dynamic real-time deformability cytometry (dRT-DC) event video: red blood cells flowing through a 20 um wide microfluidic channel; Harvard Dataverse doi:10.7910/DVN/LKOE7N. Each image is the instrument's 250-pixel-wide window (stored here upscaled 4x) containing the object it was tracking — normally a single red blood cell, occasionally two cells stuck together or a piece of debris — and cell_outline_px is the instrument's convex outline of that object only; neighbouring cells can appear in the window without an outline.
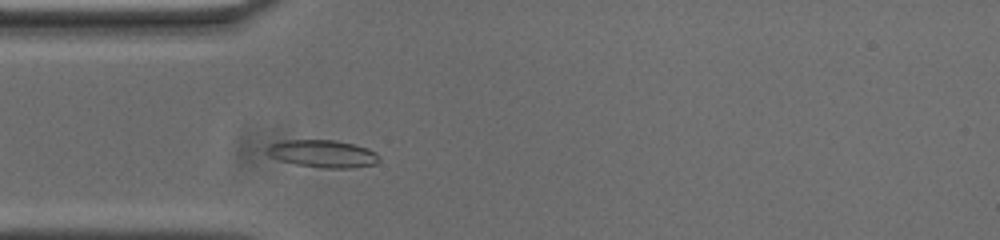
{"species": "common noctule bat (a hibernating species)", "species_latin": "Nyctalus noctula", "temperature_condition": "cold", "stored_images_in_passage": 46, "camera_frame_rate_fps": 3000, "um_per_image_px": 0.085, "animal": {"sex": "male", "body_mass_g": 20.0, "forearm_length_mm": 53.3}, "frame": {"image": 1, "passage_image": 7, "time_ms": 2.0, "image_size_px": [1000, 240], "cell_outline_px": [[380, 160], [376, 164], [352, 168], [324, 168], [296, 164], [280, 160], [268, 156], [264, 152], [264, 148], [268, 144], [284, 140], [336, 140], [368, 148], [376, 152]], "centroid_in_image_um": [27.38, 13.06], "position_along_channel_um": 57.6, "area_um2": 18.21}}
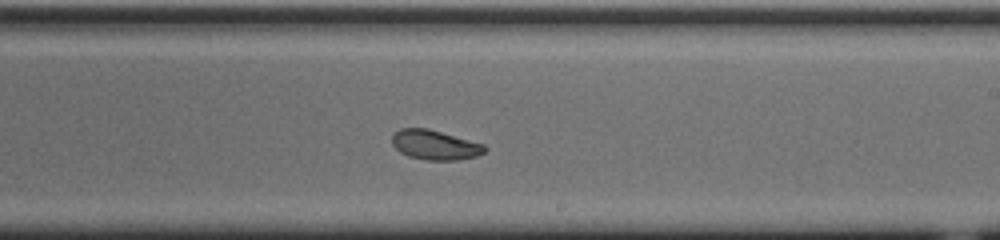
{"frame": {"image": 2, "passage_image": 23, "time_ms": 7.333, "image_size_px": [1000, 240], "cell_outline_px": [[488, 148], [484, 152], [476, 156], [456, 160], [424, 160], [408, 156], [400, 152], [392, 144], [392, 136], [400, 128], [428, 128], [484, 144]], "centroid_in_image_um": [36.97, 12.32], "position_along_channel_um": 252.0, "area_um2": 16.01}}
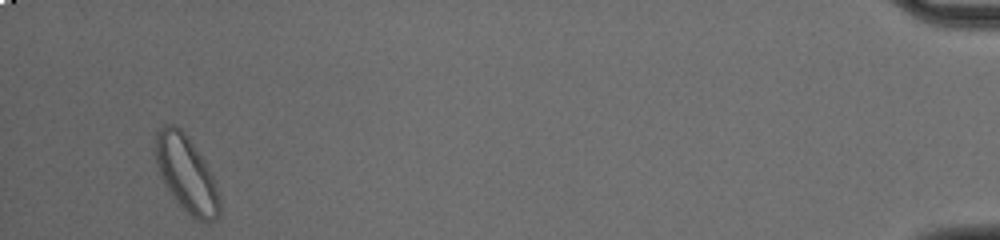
{"frame": {"image": 3, "passage_image": 44, "time_ms": 14.333, "image_size_px": [1000, 240], "cell_outline_px": [[220, 216], [216, 220], [208, 224], [196, 220], [176, 200], [164, 184], [160, 176], [156, 164], [156, 132], [164, 124], [172, 124], [180, 128], [188, 136], [208, 168], [212, 176], [220, 200]], "centroid_in_image_um": [15.85, 14.81], "position_along_channel_um": 419.4, "area_um2": 28.21}, "authors_computed_cell_mechanics": {"area_um2": 16.5019, "velocity_mm_per_s": 3.6638, "shape_relaxation_time_tau1_ms": 3.3014, "shape_relaxation_time_tau2_ms": 4.1195, "deformation_change_tau1": 0.1248, "deformation_change_tau2": 0.0818}}